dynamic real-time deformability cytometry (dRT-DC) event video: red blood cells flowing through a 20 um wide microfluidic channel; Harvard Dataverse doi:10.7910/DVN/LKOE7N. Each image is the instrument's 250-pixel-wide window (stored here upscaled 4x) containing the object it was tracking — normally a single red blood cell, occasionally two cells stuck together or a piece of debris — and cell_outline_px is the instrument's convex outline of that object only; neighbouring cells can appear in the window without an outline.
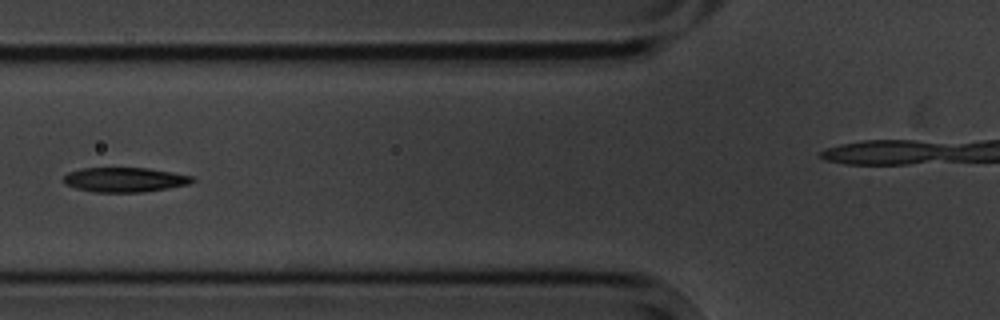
{"species": "common noctule bat (a hibernating species)", "species_latin": "Nyctalus noctula", "temperature_condition": "cold", "stored_images_in_passage": 13, "camera_frame_rate_fps": 3000, "um_per_image_px": 0.085, "animal": {"sex": "male", "body_mass_g": 20.1, "forearm_length_mm": 53.5}, "frame": {"image": 1, "passage_image": 3, "time_ms": 3.333, "image_size_px": [1000, 320], "cell_outline_px": [[196, 180], [188, 184], [168, 188], [144, 192], [96, 192], [76, 188], [64, 184], [64, 176], [68, 172], [80, 168], [148, 168], [172, 172], [192, 176]], "centroid_in_image_um": [10.59, 15.27], "position_along_channel_um": 115.2, "area_um2": 18.44}}
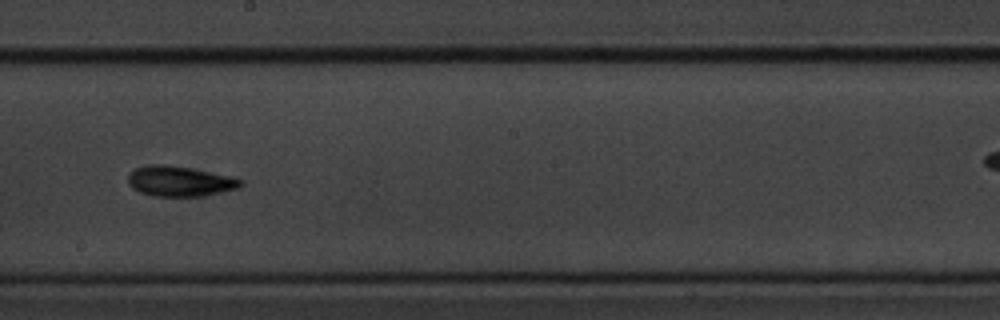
{"frame": {"image": 2, "passage_image": 6, "time_ms": 6.667, "image_size_px": [1000, 320], "cell_outline_px": [[244, 184], [240, 188], [200, 196], [152, 196], [140, 192], [132, 188], [128, 184], [128, 176], [136, 168], [148, 164], [164, 164], [188, 168], [232, 176], [244, 180]], "centroid_in_image_um": [15.29, 15.41], "position_along_channel_um": 232.9, "area_um2": 19.83}}
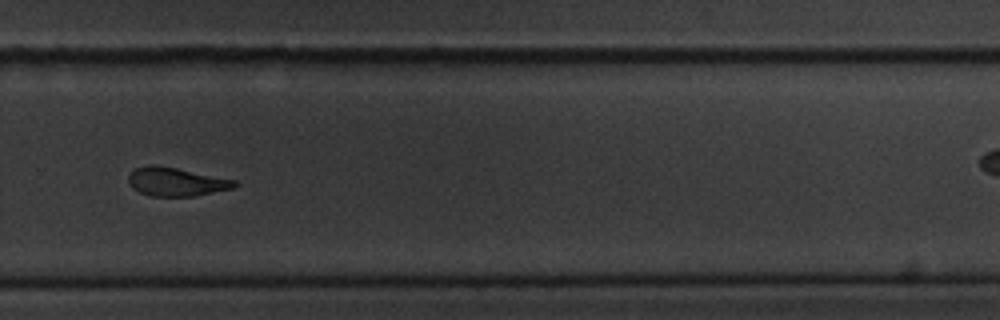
{"frame": {"image": 3, "passage_image": 8, "time_ms": 9.0, "image_size_px": [1000, 320], "cell_outline_px": [[240, 184], [232, 188], [192, 196], [152, 196], [140, 192], [132, 188], [128, 184], [128, 176], [136, 168], [148, 164], [152, 164], [176, 168], [236, 180]], "centroid_in_image_um": [14.95, 15.44], "position_along_channel_um": 314.9, "area_um2": 17.51}, "authors_computed_cell_mechanics": {"area_um2": 18.9584, "velocity_mm_per_s": 3.5315, "shape_relaxation_time_tau1_ms": 2.5847, "shape_relaxation_time_tau2_ms": 6.4439, "deformation_change_tau1": 0.1061, "deformation_change_tau2": 0.1439}}